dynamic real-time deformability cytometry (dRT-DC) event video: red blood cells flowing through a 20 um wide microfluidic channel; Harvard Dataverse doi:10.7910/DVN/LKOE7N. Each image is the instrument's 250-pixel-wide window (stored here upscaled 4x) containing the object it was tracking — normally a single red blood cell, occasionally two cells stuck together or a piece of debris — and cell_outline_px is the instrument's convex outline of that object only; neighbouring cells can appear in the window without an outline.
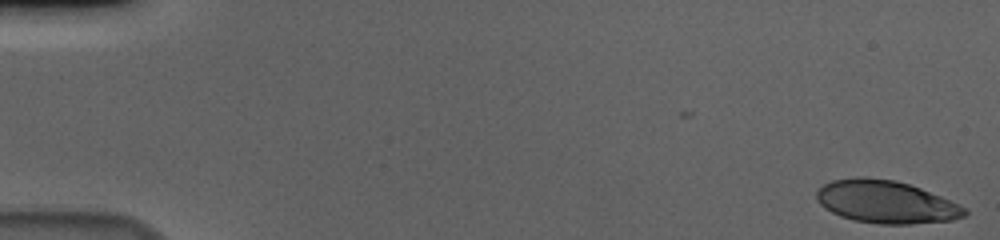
{"species": "human", "species_latin": "Homo sapiens", "temperature_condition": "cold", "stored_images_in_passage": 57, "camera_frame_rate_fps": 3000, "um_per_image_px": 0.085, "donor": {"sex": "male"}, "frame": {"image": 1, "passage_image": 1, "time_ms": 0.0, "image_size_px": [1000, 240], "cell_outline_px": [[968, 212], [964, 216], [952, 220], [908, 224], [880, 224], [852, 220], [840, 216], [824, 208], [816, 200], [816, 192], [824, 184], [832, 180], [856, 176], [864, 176], [896, 180], [920, 188], [940, 196], [968, 208]], "centroid_in_image_um": [75.28, 17.15], "position_along_channel_um": 9.7, "area_um2": 36.99}}
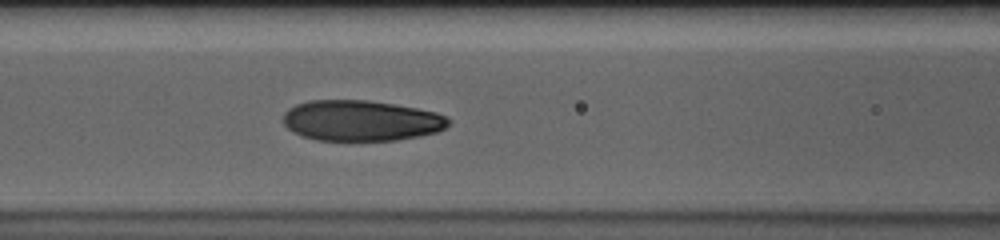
{"frame": {"image": 2, "passage_image": 25, "time_ms": 8.0, "image_size_px": [1000, 240], "cell_outline_px": [[452, 120], [444, 128], [436, 132], [420, 136], [396, 140], [316, 140], [304, 136], [288, 128], [284, 124], [284, 112], [288, 108], [296, 104], [308, 100], [368, 100], [416, 108], [436, 112], [448, 116]], "centroid_in_image_um": [30.71, 10.24], "position_along_channel_um": 135.9, "area_um2": 39.13}}
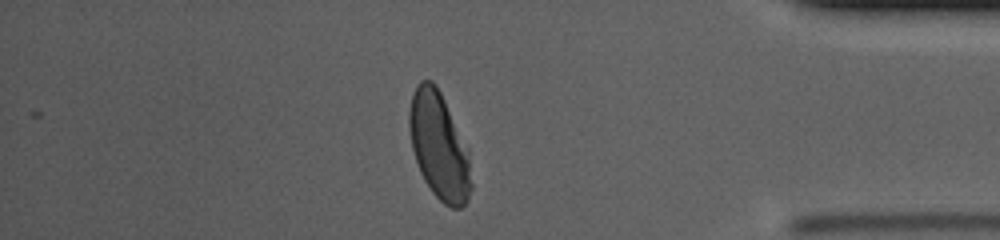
{"frame": {"image": 3, "passage_image": 49, "time_ms": 16.0, "image_size_px": [1000, 240], "cell_outline_px": [[472, 188], [468, 200], [460, 208], [452, 208], [444, 204], [432, 192], [424, 180], [420, 172], [412, 148], [408, 128], [408, 112], [412, 92], [416, 84], [420, 80], [432, 80], [436, 84], [468, 148], [472, 184]], "centroid_in_image_um": [37.31, 12.4], "position_along_channel_um": 397.9, "area_um2": 38.78}, "authors_computed_cell_mechanics": {"area_um2": 38.8994, "velocity_mm_per_s": 3.6327, "shape_relaxation_time_tau1_ms": 3.9946, "shape_relaxation_time_tau2_ms": 0.823, "deformation_change_tau1": 0.1809, "deformation_change_tau2": 0.0565}}